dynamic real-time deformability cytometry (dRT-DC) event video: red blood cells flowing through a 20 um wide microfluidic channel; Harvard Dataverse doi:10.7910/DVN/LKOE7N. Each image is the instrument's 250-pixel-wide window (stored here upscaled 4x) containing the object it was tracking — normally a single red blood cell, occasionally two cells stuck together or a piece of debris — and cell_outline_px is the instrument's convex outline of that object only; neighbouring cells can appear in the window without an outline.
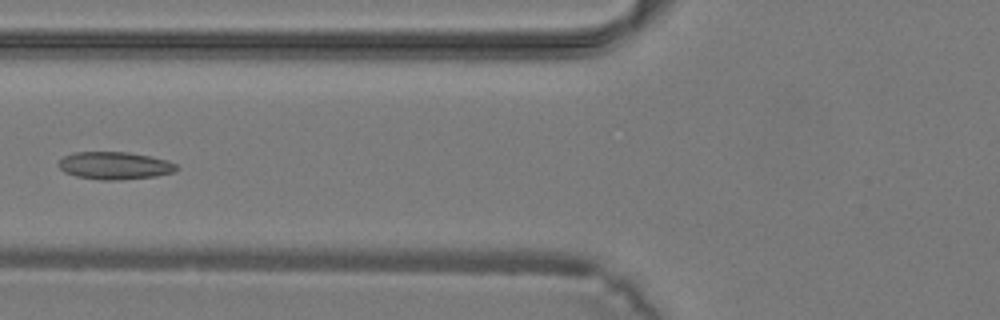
{"species": "common noctule bat (a hibernating species)", "species_latin": "Nyctalus noctula", "temperature_condition": "warm", "stored_images_in_passage": 30, "camera_frame_rate_fps": 3000, "um_per_image_px": 0.085, "animal": {"sex": "male", "body_mass_g": 19.2, "forearm_length_mm": 51.8}, "frame": {"image": 1, "passage_image": 8, "time_ms": 2.333, "image_size_px": [1000, 320], "cell_outline_px": [[180, 168], [176, 172], [156, 176], [120, 180], [100, 180], [76, 176], [64, 172], [56, 164], [64, 156], [72, 152], [128, 152], [168, 160], [176, 164]], "centroid_in_image_um": [9.76, 14.08], "position_along_channel_um": 116.0, "area_um2": 19.13}}
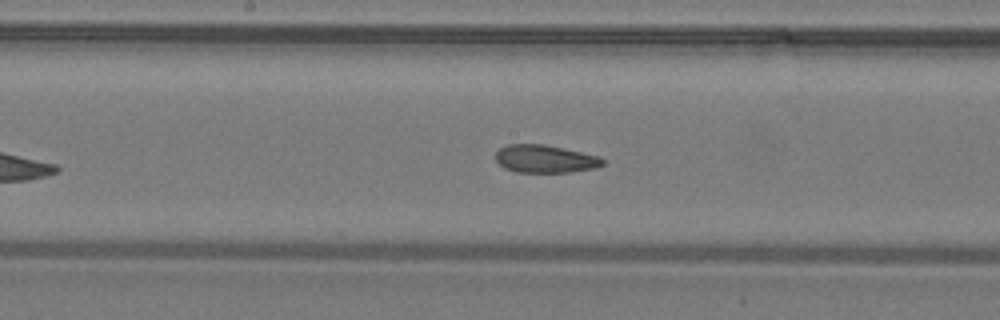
{"frame": {"image": 2, "passage_image": 13, "time_ms": 4.0, "image_size_px": [1000, 320], "cell_outline_px": [[604, 164], [596, 168], [568, 172], [516, 172], [504, 168], [496, 160], [496, 152], [500, 148], [508, 144], [544, 144], [564, 148], [600, 156], [604, 160]], "centroid_in_image_um": [46.34, 13.5], "position_along_channel_um": 201.9, "area_um2": 17.4}}
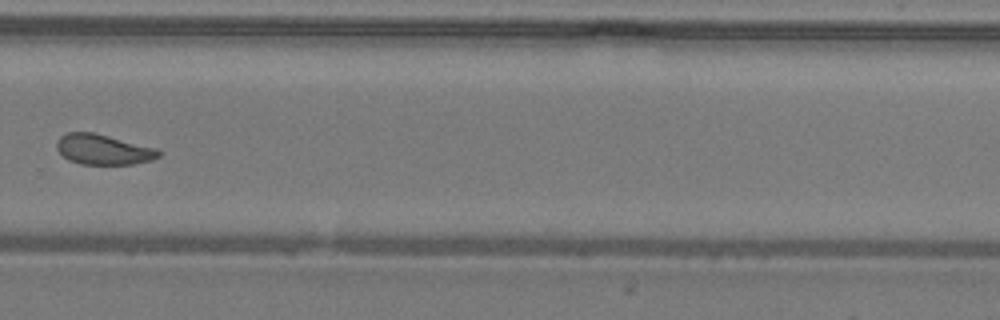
{"frame": {"image": 3, "passage_image": 20, "time_ms": 6.333, "image_size_px": [1000, 320], "cell_outline_px": [[160, 156], [152, 160], [132, 164], [80, 164], [68, 160], [56, 148], [56, 140], [60, 136], [68, 132], [92, 132], [156, 148], [160, 152]], "centroid_in_image_um": [8.75, 12.71], "position_along_channel_um": 321.1, "area_um2": 17.86}}